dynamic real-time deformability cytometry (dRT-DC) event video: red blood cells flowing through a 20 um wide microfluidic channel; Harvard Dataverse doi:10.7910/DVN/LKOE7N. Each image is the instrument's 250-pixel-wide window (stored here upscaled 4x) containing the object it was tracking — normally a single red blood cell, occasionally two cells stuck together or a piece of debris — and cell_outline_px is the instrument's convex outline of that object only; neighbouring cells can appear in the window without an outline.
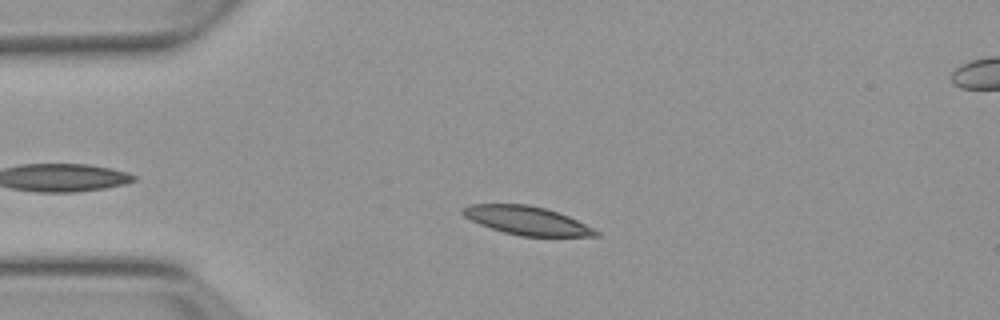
{"species": "Egyptian fruit bat (a non-hibernating species)", "species_latin": "Rousettus aegyptiacus", "temperature_condition": "warm", "stored_images_in_passage": 5, "segment_of_instrument_passage": [1, 2], "camera_frame_rate_fps": 3000, "um_per_image_px": 0.085, "animal": {"sex": "female"}, "frame": {"image": 1, "passage_image": 3, "time_ms": 3.333, "image_size_px": [1000, 320], "cell_outline_px": [[600, 236], [520, 236], [504, 232], [480, 224], [464, 216], [460, 212], [460, 208], [468, 204], [528, 204], [544, 208], [568, 216], [600, 232]], "centroid_in_image_um": [44.74, 18.74], "position_along_channel_um": 40.3, "area_um2": 21.91}}